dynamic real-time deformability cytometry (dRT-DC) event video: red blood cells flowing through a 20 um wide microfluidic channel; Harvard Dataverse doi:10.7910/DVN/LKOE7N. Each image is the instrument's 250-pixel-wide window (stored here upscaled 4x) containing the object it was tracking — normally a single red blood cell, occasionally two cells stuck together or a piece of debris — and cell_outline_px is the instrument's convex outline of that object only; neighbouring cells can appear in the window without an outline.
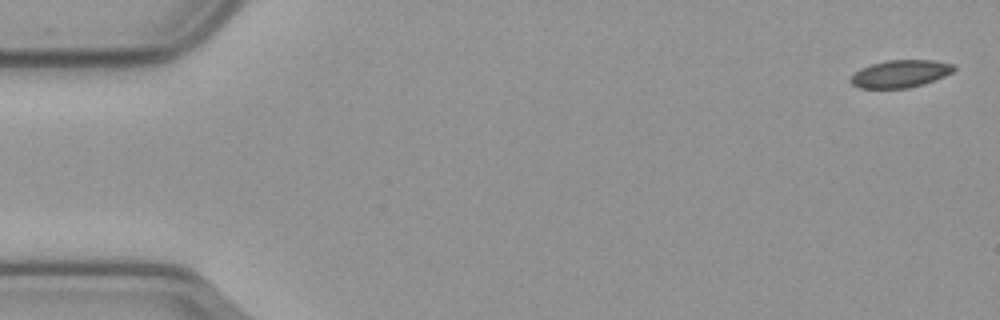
{"species": "common noctule bat (a hibernating species)", "species_latin": "Nyctalus noctula", "temperature_condition": "cold", "stored_images_in_passage": 10, "segment_of_instrument_passage": [1, 2], "camera_frame_rate_fps": 3000, "um_per_image_px": 0.085, "animal": {"sex": "male", "body_mass_g": 23.1, "forearm_length_mm": 52.7}, "frame": {"image": 1, "passage_image": 1, "time_ms": 0.0, "image_size_px": [1000, 320], "cell_outline_px": [[956, 68], [952, 72], [944, 76], [924, 84], [908, 88], [860, 88], [852, 84], [848, 80], [860, 68], [872, 64], [888, 60], [932, 60], [952, 64]], "centroid_in_image_um": [76.51, 6.27], "position_along_channel_um": 8.5, "area_um2": 16.42}}